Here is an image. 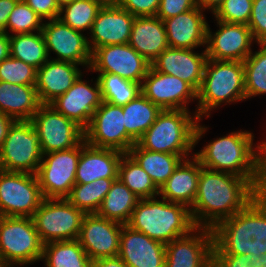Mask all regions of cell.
Instances as JSON below:
<instances>
[{"mask_svg": "<svg viewBox=\"0 0 266 267\" xmlns=\"http://www.w3.org/2000/svg\"><path fill=\"white\" fill-rule=\"evenodd\" d=\"M260 191L247 179L202 166L191 216L196 227L213 229L244 209Z\"/></svg>", "mask_w": 266, "mask_h": 267, "instance_id": "cell-1", "label": "cell"}, {"mask_svg": "<svg viewBox=\"0 0 266 267\" xmlns=\"http://www.w3.org/2000/svg\"><path fill=\"white\" fill-rule=\"evenodd\" d=\"M254 133L237 130L204 145L194 156L201 166L249 180L260 192L266 191V161L263 142L254 143Z\"/></svg>", "mask_w": 266, "mask_h": 267, "instance_id": "cell-2", "label": "cell"}, {"mask_svg": "<svg viewBox=\"0 0 266 267\" xmlns=\"http://www.w3.org/2000/svg\"><path fill=\"white\" fill-rule=\"evenodd\" d=\"M212 232V254H244L250 261H256L266 253V191L218 223Z\"/></svg>", "mask_w": 266, "mask_h": 267, "instance_id": "cell-3", "label": "cell"}, {"mask_svg": "<svg viewBox=\"0 0 266 267\" xmlns=\"http://www.w3.org/2000/svg\"><path fill=\"white\" fill-rule=\"evenodd\" d=\"M191 114L188 110H162L136 143L146 150L194 156L192 150L208 127L200 124L203 119Z\"/></svg>", "mask_w": 266, "mask_h": 267, "instance_id": "cell-4", "label": "cell"}, {"mask_svg": "<svg viewBox=\"0 0 266 267\" xmlns=\"http://www.w3.org/2000/svg\"><path fill=\"white\" fill-rule=\"evenodd\" d=\"M127 225L165 245L196 228L189 207L156 197L140 199Z\"/></svg>", "mask_w": 266, "mask_h": 267, "instance_id": "cell-5", "label": "cell"}, {"mask_svg": "<svg viewBox=\"0 0 266 267\" xmlns=\"http://www.w3.org/2000/svg\"><path fill=\"white\" fill-rule=\"evenodd\" d=\"M246 100L243 62L207 59L194 113L209 118L223 104ZM223 103V104H222Z\"/></svg>", "mask_w": 266, "mask_h": 267, "instance_id": "cell-6", "label": "cell"}, {"mask_svg": "<svg viewBox=\"0 0 266 267\" xmlns=\"http://www.w3.org/2000/svg\"><path fill=\"white\" fill-rule=\"evenodd\" d=\"M41 242L32 217L0 216V261L11 267L41 261Z\"/></svg>", "mask_w": 266, "mask_h": 267, "instance_id": "cell-7", "label": "cell"}, {"mask_svg": "<svg viewBox=\"0 0 266 267\" xmlns=\"http://www.w3.org/2000/svg\"><path fill=\"white\" fill-rule=\"evenodd\" d=\"M84 215L66 198H44L32 218L39 238L45 245L77 239Z\"/></svg>", "mask_w": 266, "mask_h": 267, "instance_id": "cell-8", "label": "cell"}, {"mask_svg": "<svg viewBox=\"0 0 266 267\" xmlns=\"http://www.w3.org/2000/svg\"><path fill=\"white\" fill-rule=\"evenodd\" d=\"M43 154L31 121H15L0 147V169L36 174Z\"/></svg>", "mask_w": 266, "mask_h": 267, "instance_id": "cell-9", "label": "cell"}, {"mask_svg": "<svg viewBox=\"0 0 266 267\" xmlns=\"http://www.w3.org/2000/svg\"><path fill=\"white\" fill-rule=\"evenodd\" d=\"M43 199L36 174L0 169V216L33 217Z\"/></svg>", "mask_w": 266, "mask_h": 267, "instance_id": "cell-10", "label": "cell"}, {"mask_svg": "<svg viewBox=\"0 0 266 267\" xmlns=\"http://www.w3.org/2000/svg\"><path fill=\"white\" fill-rule=\"evenodd\" d=\"M81 143L76 147L43 154L36 173L44 198H66L75 185Z\"/></svg>", "mask_w": 266, "mask_h": 267, "instance_id": "cell-11", "label": "cell"}, {"mask_svg": "<svg viewBox=\"0 0 266 267\" xmlns=\"http://www.w3.org/2000/svg\"><path fill=\"white\" fill-rule=\"evenodd\" d=\"M42 154L76 147L84 140V129L50 104H42L33 115Z\"/></svg>", "mask_w": 266, "mask_h": 267, "instance_id": "cell-12", "label": "cell"}, {"mask_svg": "<svg viewBox=\"0 0 266 267\" xmlns=\"http://www.w3.org/2000/svg\"><path fill=\"white\" fill-rule=\"evenodd\" d=\"M84 140L92 146L129 153L136 143L126 132L122 106L102 101L84 129Z\"/></svg>", "mask_w": 266, "mask_h": 267, "instance_id": "cell-13", "label": "cell"}, {"mask_svg": "<svg viewBox=\"0 0 266 267\" xmlns=\"http://www.w3.org/2000/svg\"><path fill=\"white\" fill-rule=\"evenodd\" d=\"M151 64L129 44H114L96 48L92 52L88 71L113 73L142 84Z\"/></svg>", "mask_w": 266, "mask_h": 267, "instance_id": "cell-14", "label": "cell"}, {"mask_svg": "<svg viewBox=\"0 0 266 267\" xmlns=\"http://www.w3.org/2000/svg\"><path fill=\"white\" fill-rule=\"evenodd\" d=\"M41 29L49 58L78 64L89 70L92 51L88 38L82 32L76 31L59 18L44 21ZM50 52H55L57 58L52 59Z\"/></svg>", "mask_w": 266, "mask_h": 267, "instance_id": "cell-15", "label": "cell"}, {"mask_svg": "<svg viewBox=\"0 0 266 267\" xmlns=\"http://www.w3.org/2000/svg\"><path fill=\"white\" fill-rule=\"evenodd\" d=\"M219 29L214 33L207 24L206 54L208 59L243 62L256 43L248 25L216 20Z\"/></svg>", "mask_w": 266, "mask_h": 267, "instance_id": "cell-16", "label": "cell"}, {"mask_svg": "<svg viewBox=\"0 0 266 267\" xmlns=\"http://www.w3.org/2000/svg\"><path fill=\"white\" fill-rule=\"evenodd\" d=\"M213 232L196 227L165 245V267H212Z\"/></svg>", "mask_w": 266, "mask_h": 267, "instance_id": "cell-17", "label": "cell"}, {"mask_svg": "<svg viewBox=\"0 0 266 267\" xmlns=\"http://www.w3.org/2000/svg\"><path fill=\"white\" fill-rule=\"evenodd\" d=\"M141 93L162 110L190 111L189 102L197 101V92L188 83L152 67L142 81Z\"/></svg>", "mask_w": 266, "mask_h": 267, "instance_id": "cell-18", "label": "cell"}, {"mask_svg": "<svg viewBox=\"0 0 266 267\" xmlns=\"http://www.w3.org/2000/svg\"><path fill=\"white\" fill-rule=\"evenodd\" d=\"M123 225L96 213L85 214L77 240L91 260L117 257Z\"/></svg>", "mask_w": 266, "mask_h": 267, "instance_id": "cell-19", "label": "cell"}, {"mask_svg": "<svg viewBox=\"0 0 266 267\" xmlns=\"http://www.w3.org/2000/svg\"><path fill=\"white\" fill-rule=\"evenodd\" d=\"M82 76L84 74H81L71 88L50 105L85 129L101 105L102 95L97 78L94 84L90 85L89 81L82 80Z\"/></svg>", "mask_w": 266, "mask_h": 267, "instance_id": "cell-20", "label": "cell"}, {"mask_svg": "<svg viewBox=\"0 0 266 267\" xmlns=\"http://www.w3.org/2000/svg\"><path fill=\"white\" fill-rule=\"evenodd\" d=\"M134 19L135 16L116 3L103 5L88 33L91 51L106 45L128 44Z\"/></svg>", "mask_w": 266, "mask_h": 267, "instance_id": "cell-21", "label": "cell"}, {"mask_svg": "<svg viewBox=\"0 0 266 267\" xmlns=\"http://www.w3.org/2000/svg\"><path fill=\"white\" fill-rule=\"evenodd\" d=\"M207 59L206 50L197 53L194 49L168 47L151 63V67L183 80L198 92Z\"/></svg>", "mask_w": 266, "mask_h": 267, "instance_id": "cell-22", "label": "cell"}, {"mask_svg": "<svg viewBox=\"0 0 266 267\" xmlns=\"http://www.w3.org/2000/svg\"><path fill=\"white\" fill-rule=\"evenodd\" d=\"M118 257L128 267H165V244L124 224Z\"/></svg>", "mask_w": 266, "mask_h": 267, "instance_id": "cell-23", "label": "cell"}, {"mask_svg": "<svg viewBox=\"0 0 266 267\" xmlns=\"http://www.w3.org/2000/svg\"><path fill=\"white\" fill-rule=\"evenodd\" d=\"M203 12L199 6H196L163 21L169 47L183 49L206 47L208 22Z\"/></svg>", "mask_w": 266, "mask_h": 267, "instance_id": "cell-24", "label": "cell"}, {"mask_svg": "<svg viewBox=\"0 0 266 267\" xmlns=\"http://www.w3.org/2000/svg\"><path fill=\"white\" fill-rule=\"evenodd\" d=\"M124 153L81 142V153L76 170L75 184H87L97 179H117L118 167Z\"/></svg>", "mask_w": 266, "mask_h": 267, "instance_id": "cell-25", "label": "cell"}, {"mask_svg": "<svg viewBox=\"0 0 266 267\" xmlns=\"http://www.w3.org/2000/svg\"><path fill=\"white\" fill-rule=\"evenodd\" d=\"M78 64L49 59L37 69L35 88L42 104H51L80 77Z\"/></svg>", "mask_w": 266, "mask_h": 267, "instance_id": "cell-26", "label": "cell"}, {"mask_svg": "<svg viewBox=\"0 0 266 267\" xmlns=\"http://www.w3.org/2000/svg\"><path fill=\"white\" fill-rule=\"evenodd\" d=\"M201 169V163L195 156L184 159L159 189V197L190 208L197 195Z\"/></svg>", "mask_w": 266, "mask_h": 267, "instance_id": "cell-27", "label": "cell"}, {"mask_svg": "<svg viewBox=\"0 0 266 267\" xmlns=\"http://www.w3.org/2000/svg\"><path fill=\"white\" fill-rule=\"evenodd\" d=\"M128 44L151 64L169 47L164 22L157 16L135 17Z\"/></svg>", "mask_w": 266, "mask_h": 267, "instance_id": "cell-28", "label": "cell"}, {"mask_svg": "<svg viewBox=\"0 0 266 267\" xmlns=\"http://www.w3.org/2000/svg\"><path fill=\"white\" fill-rule=\"evenodd\" d=\"M41 105L35 86L0 81V111L15 121H31Z\"/></svg>", "mask_w": 266, "mask_h": 267, "instance_id": "cell-29", "label": "cell"}, {"mask_svg": "<svg viewBox=\"0 0 266 267\" xmlns=\"http://www.w3.org/2000/svg\"><path fill=\"white\" fill-rule=\"evenodd\" d=\"M129 154L150 176L158 189L169 179L178 165L190 157L146 150L137 143L130 148Z\"/></svg>", "mask_w": 266, "mask_h": 267, "instance_id": "cell-30", "label": "cell"}, {"mask_svg": "<svg viewBox=\"0 0 266 267\" xmlns=\"http://www.w3.org/2000/svg\"><path fill=\"white\" fill-rule=\"evenodd\" d=\"M139 200V197L117 178L113 181L96 214L106 219L127 224Z\"/></svg>", "mask_w": 266, "mask_h": 267, "instance_id": "cell-31", "label": "cell"}, {"mask_svg": "<svg viewBox=\"0 0 266 267\" xmlns=\"http://www.w3.org/2000/svg\"><path fill=\"white\" fill-rule=\"evenodd\" d=\"M122 108L126 132L135 142L152 126L162 111L142 93Z\"/></svg>", "mask_w": 266, "mask_h": 267, "instance_id": "cell-32", "label": "cell"}, {"mask_svg": "<svg viewBox=\"0 0 266 267\" xmlns=\"http://www.w3.org/2000/svg\"><path fill=\"white\" fill-rule=\"evenodd\" d=\"M41 261L46 267H90L91 263L77 239L43 245Z\"/></svg>", "mask_w": 266, "mask_h": 267, "instance_id": "cell-33", "label": "cell"}, {"mask_svg": "<svg viewBox=\"0 0 266 267\" xmlns=\"http://www.w3.org/2000/svg\"><path fill=\"white\" fill-rule=\"evenodd\" d=\"M10 56L40 68L49 60L42 32L9 35Z\"/></svg>", "mask_w": 266, "mask_h": 267, "instance_id": "cell-34", "label": "cell"}, {"mask_svg": "<svg viewBox=\"0 0 266 267\" xmlns=\"http://www.w3.org/2000/svg\"><path fill=\"white\" fill-rule=\"evenodd\" d=\"M118 178L139 197V199L159 196V189L150 176L129 153H124L120 160Z\"/></svg>", "mask_w": 266, "mask_h": 267, "instance_id": "cell-35", "label": "cell"}, {"mask_svg": "<svg viewBox=\"0 0 266 267\" xmlns=\"http://www.w3.org/2000/svg\"><path fill=\"white\" fill-rule=\"evenodd\" d=\"M115 179H97L87 184H75L66 199L85 214L97 213Z\"/></svg>", "mask_w": 266, "mask_h": 267, "instance_id": "cell-36", "label": "cell"}, {"mask_svg": "<svg viewBox=\"0 0 266 267\" xmlns=\"http://www.w3.org/2000/svg\"><path fill=\"white\" fill-rule=\"evenodd\" d=\"M102 101L125 106L141 94V84L124 79L113 73H98Z\"/></svg>", "mask_w": 266, "mask_h": 267, "instance_id": "cell-37", "label": "cell"}, {"mask_svg": "<svg viewBox=\"0 0 266 267\" xmlns=\"http://www.w3.org/2000/svg\"><path fill=\"white\" fill-rule=\"evenodd\" d=\"M243 61L246 99L266 94V43Z\"/></svg>", "mask_w": 266, "mask_h": 267, "instance_id": "cell-38", "label": "cell"}, {"mask_svg": "<svg viewBox=\"0 0 266 267\" xmlns=\"http://www.w3.org/2000/svg\"><path fill=\"white\" fill-rule=\"evenodd\" d=\"M103 4L95 0H73L60 8L58 18L76 31L91 30Z\"/></svg>", "mask_w": 266, "mask_h": 267, "instance_id": "cell-39", "label": "cell"}, {"mask_svg": "<svg viewBox=\"0 0 266 267\" xmlns=\"http://www.w3.org/2000/svg\"><path fill=\"white\" fill-rule=\"evenodd\" d=\"M43 20L23 0H19L9 14L6 24V33L9 35L29 34L40 32ZM12 33V34H10Z\"/></svg>", "mask_w": 266, "mask_h": 267, "instance_id": "cell-40", "label": "cell"}, {"mask_svg": "<svg viewBox=\"0 0 266 267\" xmlns=\"http://www.w3.org/2000/svg\"><path fill=\"white\" fill-rule=\"evenodd\" d=\"M37 68L11 56L0 62V81L10 84H36Z\"/></svg>", "mask_w": 266, "mask_h": 267, "instance_id": "cell-41", "label": "cell"}, {"mask_svg": "<svg viewBox=\"0 0 266 267\" xmlns=\"http://www.w3.org/2000/svg\"><path fill=\"white\" fill-rule=\"evenodd\" d=\"M252 5L253 0H224L213 17L223 22L248 25Z\"/></svg>", "mask_w": 266, "mask_h": 267, "instance_id": "cell-42", "label": "cell"}, {"mask_svg": "<svg viewBox=\"0 0 266 267\" xmlns=\"http://www.w3.org/2000/svg\"><path fill=\"white\" fill-rule=\"evenodd\" d=\"M248 27L257 44L266 43V0H253Z\"/></svg>", "mask_w": 266, "mask_h": 267, "instance_id": "cell-43", "label": "cell"}, {"mask_svg": "<svg viewBox=\"0 0 266 267\" xmlns=\"http://www.w3.org/2000/svg\"><path fill=\"white\" fill-rule=\"evenodd\" d=\"M115 3L135 17L156 16L160 0H115Z\"/></svg>", "mask_w": 266, "mask_h": 267, "instance_id": "cell-44", "label": "cell"}, {"mask_svg": "<svg viewBox=\"0 0 266 267\" xmlns=\"http://www.w3.org/2000/svg\"><path fill=\"white\" fill-rule=\"evenodd\" d=\"M197 6V0H160L156 16L162 21L187 12Z\"/></svg>", "mask_w": 266, "mask_h": 267, "instance_id": "cell-45", "label": "cell"}, {"mask_svg": "<svg viewBox=\"0 0 266 267\" xmlns=\"http://www.w3.org/2000/svg\"><path fill=\"white\" fill-rule=\"evenodd\" d=\"M29 7H31L36 14L44 19H56L59 16L60 8L55 0H23Z\"/></svg>", "mask_w": 266, "mask_h": 267, "instance_id": "cell-46", "label": "cell"}, {"mask_svg": "<svg viewBox=\"0 0 266 267\" xmlns=\"http://www.w3.org/2000/svg\"><path fill=\"white\" fill-rule=\"evenodd\" d=\"M212 267H253V264L244 254H212Z\"/></svg>", "mask_w": 266, "mask_h": 267, "instance_id": "cell-47", "label": "cell"}, {"mask_svg": "<svg viewBox=\"0 0 266 267\" xmlns=\"http://www.w3.org/2000/svg\"><path fill=\"white\" fill-rule=\"evenodd\" d=\"M19 0H0V32H6L9 14Z\"/></svg>", "mask_w": 266, "mask_h": 267, "instance_id": "cell-48", "label": "cell"}, {"mask_svg": "<svg viewBox=\"0 0 266 267\" xmlns=\"http://www.w3.org/2000/svg\"><path fill=\"white\" fill-rule=\"evenodd\" d=\"M90 267H128L118 256L91 260Z\"/></svg>", "mask_w": 266, "mask_h": 267, "instance_id": "cell-49", "label": "cell"}, {"mask_svg": "<svg viewBox=\"0 0 266 267\" xmlns=\"http://www.w3.org/2000/svg\"><path fill=\"white\" fill-rule=\"evenodd\" d=\"M14 122L15 120L13 118L0 111V147L3 145L7 137L9 128Z\"/></svg>", "mask_w": 266, "mask_h": 267, "instance_id": "cell-50", "label": "cell"}, {"mask_svg": "<svg viewBox=\"0 0 266 267\" xmlns=\"http://www.w3.org/2000/svg\"><path fill=\"white\" fill-rule=\"evenodd\" d=\"M10 56L9 34L0 32V62Z\"/></svg>", "mask_w": 266, "mask_h": 267, "instance_id": "cell-51", "label": "cell"}, {"mask_svg": "<svg viewBox=\"0 0 266 267\" xmlns=\"http://www.w3.org/2000/svg\"><path fill=\"white\" fill-rule=\"evenodd\" d=\"M223 1L224 0H197V6H199L203 11L210 10L211 13L214 14L222 5Z\"/></svg>", "mask_w": 266, "mask_h": 267, "instance_id": "cell-52", "label": "cell"}, {"mask_svg": "<svg viewBox=\"0 0 266 267\" xmlns=\"http://www.w3.org/2000/svg\"><path fill=\"white\" fill-rule=\"evenodd\" d=\"M253 267H266V253L261 254V256L256 261H251Z\"/></svg>", "mask_w": 266, "mask_h": 267, "instance_id": "cell-53", "label": "cell"}, {"mask_svg": "<svg viewBox=\"0 0 266 267\" xmlns=\"http://www.w3.org/2000/svg\"><path fill=\"white\" fill-rule=\"evenodd\" d=\"M72 1L73 0H55V2L59 8H61L62 6L66 5V4H69Z\"/></svg>", "mask_w": 266, "mask_h": 267, "instance_id": "cell-54", "label": "cell"}, {"mask_svg": "<svg viewBox=\"0 0 266 267\" xmlns=\"http://www.w3.org/2000/svg\"><path fill=\"white\" fill-rule=\"evenodd\" d=\"M95 1H98V2L102 3L103 5L115 3V0H95Z\"/></svg>", "mask_w": 266, "mask_h": 267, "instance_id": "cell-55", "label": "cell"}, {"mask_svg": "<svg viewBox=\"0 0 266 267\" xmlns=\"http://www.w3.org/2000/svg\"><path fill=\"white\" fill-rule=\"evenodd\" d=\"M263 156H264L265 161H266V140L263 141Z\"/></svg>", "mask_w": 266, "mask_h": 267, "instance_id": "cell-56", "label": "cell"}, {"mask_svg": "<svg viewBox=\"0 0 266 267\" xmlns=\"http://www.w3.org/2000/svg\"><path fill=\"white\" fill-rule=\"evenodd\" d=\"M0 267H11V266L8 264H4L3 262L0 261Z\"/></svg>", "mask_w": 266, "mask_h": 267, "instance_id": "cell-57", "label": "cell"}]
</instances>
